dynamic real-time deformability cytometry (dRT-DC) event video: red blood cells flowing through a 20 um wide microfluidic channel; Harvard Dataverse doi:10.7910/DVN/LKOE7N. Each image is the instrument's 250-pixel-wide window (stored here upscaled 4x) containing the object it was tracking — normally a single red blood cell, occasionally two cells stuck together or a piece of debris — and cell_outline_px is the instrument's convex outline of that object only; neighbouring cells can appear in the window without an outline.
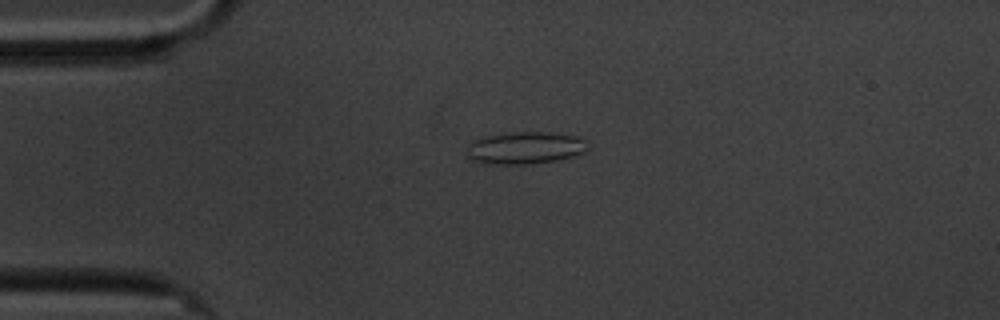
{"species": "common noctule bat (a hibernating species)", "species_latin": "Nyctalus noctula", "temperature_condition": "cold", "stored_images_in_passage": 47, "camera_frame_rate_fps": 3000, "um_per_image_px": 0.085, "animal": {"sex": "male", "body_mass_g": 20.1, "forearm_length_mm": 53.5}, "frame": {"image": 1, "passage_image": 2, "time_ms": 0.333, "image_size_px": [1000, 320], "cell_outline_px": [[588, 148], [584, 152], [572, 156], [556, 160], [532, 164], [480, 164], [468, 156], [468, 144], [472, 140], [488, 136], [508, 132], [548, 132], [576, 136], [584, 140]], "centroid_in_image_um": [44.6, 12.57], "position_along_channel_um": 40.4, "area_um2": 22.72}}
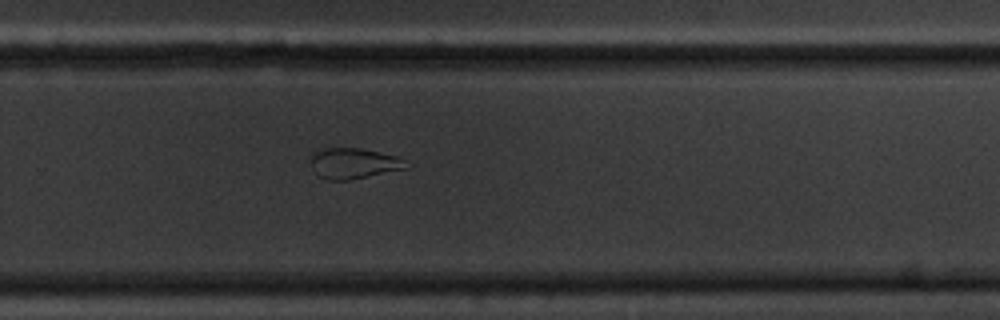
{"frame": {"image": 2, "passage_image": 27, "time_ms": 8.667, "image_size_px": [1000, 320], "cell_outline_px": [[408, 168], [348, 180], [328, 180], [320, 176], [312, 168], [312, 152], [320, 148], [360, 148], [396, 156]], "centroid_in_image_um": [29.99, 13.88], "position_along_channel_um": 299.8, "area_um2": 16.65}}
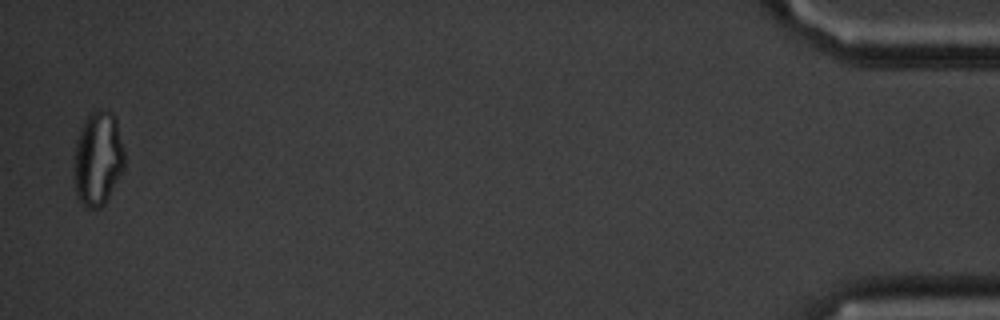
{"frame": {"image": 3, "passage_image": 46, "time_ms": 15.0, "image_size_px": [1000, 320], "cell_outline_px": [[124, 168], [104, 204], [100, 208], [84, 208], [76, 196], [72, 180], [72, 176], [76, 140], [80, 128], [84, 120], [92, 112], [112, 112], [116, 120], [124, 148]], "centroid_in_image_um": [8.28, 13.54], "position_along_channel_um": 426.9, "area_um2": 27.98}, "authors_computed_cell_mechanics": {"area_um2": 19.4786, "velocity_mm_per_s": 3.4076, "shape_relaxation_time_tau1_ms": null, "shape_relaxation_time_tau2_ms": 2.6281, "deformation_change_tau1": null, "deformation_change_tau2": 0.1016}}